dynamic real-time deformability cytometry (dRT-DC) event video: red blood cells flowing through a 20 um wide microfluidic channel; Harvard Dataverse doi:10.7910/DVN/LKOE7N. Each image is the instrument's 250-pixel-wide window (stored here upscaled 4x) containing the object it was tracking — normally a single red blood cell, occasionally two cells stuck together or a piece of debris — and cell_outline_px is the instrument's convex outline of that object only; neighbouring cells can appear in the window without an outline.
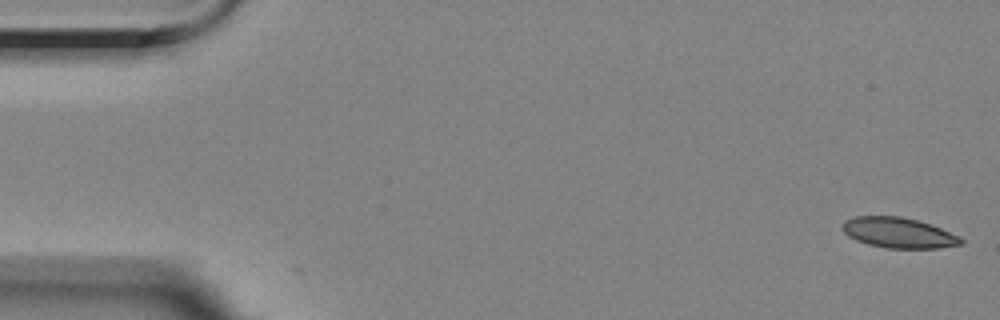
{"species": "Egyptian fruit bat (a non-hibernating species)", "species_latin": "Rousettus aegyptiacus", "temperature_condition": "room temperature", "stored_images_in_passage": 2, "camera_frame_rate_fps": 3000, "um_per_image_px": 0.085, "animal": {"sex": "female"}, "frame": {"image": 1, "passage_image": 2, "time_ms": 0.333, "image_size_px": [1000, 320], "cell_outline_px": [[964, 244], [940, 248], [884, 248], [868, 244], [856, 240], [848, 236], [840, 228], [844, 220], [856, 216], [900, 216], [916, 220], [940, 228], [960, 236], [964, 240]], "centroid_in_image_um": [76.36, 19.79], "position_along_channel_um": 8.6, "area_um2": 21.1}}